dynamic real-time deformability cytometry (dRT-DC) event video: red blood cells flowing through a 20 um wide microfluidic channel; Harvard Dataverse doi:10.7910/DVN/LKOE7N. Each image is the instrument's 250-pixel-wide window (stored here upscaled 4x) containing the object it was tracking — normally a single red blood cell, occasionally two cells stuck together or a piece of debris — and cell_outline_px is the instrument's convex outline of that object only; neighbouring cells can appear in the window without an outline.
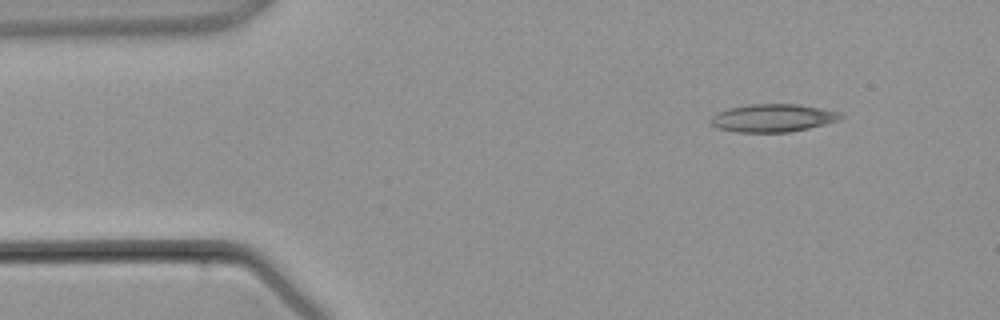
{"species": "common noctule bat (a hibernating species)", "species_latin": "Nyctalus noctula", "temperature_condition": "warm", "stored_images_in_passage": 3, "camera_frame_rate_fps": 3000, "um_per_image_px": 0.085, "animal": {"sex": "male", "body_mass_g": 21.5, "forearm_length_mm": 52.0}, "frame": {"image": 1, "passage_image": 1, "time_ms": 0.0, "image_size_px": [1000, 320], "cell_outline_px": [[844, 116], [840, 120], [808, 128], [788, 132], [736, 132], [716, 128], [708, 120], [716, 112], [728, 108], [748, 104], [796, 104], [820, 108], [840, 112]], "centroid_in_image_um": [65.65, 10.02], "position_along_channel_um": 19.3, "area_um2": 21.21}}